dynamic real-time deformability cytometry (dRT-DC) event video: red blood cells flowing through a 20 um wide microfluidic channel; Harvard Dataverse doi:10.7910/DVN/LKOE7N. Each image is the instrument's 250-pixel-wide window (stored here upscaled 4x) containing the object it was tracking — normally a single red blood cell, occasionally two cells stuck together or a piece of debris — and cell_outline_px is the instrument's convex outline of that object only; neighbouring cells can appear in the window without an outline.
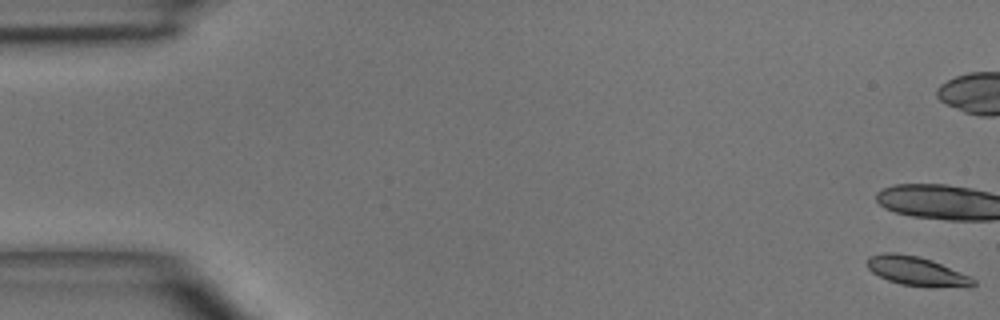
{"species": "common noctule bat (a hibernating species)", "species_latin": "Nyctalus noctula", "temperature_condition": "room temperature", "stored_images_in_passage": 6, "camera_frame_rate_fps": 3000, "um_per_image_px": 0.085, "animal": {"sex": "male", "body_mass_g": 15.6}, "frame": {"image": 1, "passage_image": 1, "time_ms": 0.0, "image_size_px": [1000, 320], "cell_outline_px": [[976, 284], [972, 288], [932, 288], [900, 284], [888, 280], [872, 272], [864, 264], [868, 256], [884, 252], [892, 252], [916, 256], [932, 260], [972, 276], [976, 280]], "centroid_in_image_um": [77.98, 23.08], "position_along_channel_um": 7.0, "area_um2": 18.67}}